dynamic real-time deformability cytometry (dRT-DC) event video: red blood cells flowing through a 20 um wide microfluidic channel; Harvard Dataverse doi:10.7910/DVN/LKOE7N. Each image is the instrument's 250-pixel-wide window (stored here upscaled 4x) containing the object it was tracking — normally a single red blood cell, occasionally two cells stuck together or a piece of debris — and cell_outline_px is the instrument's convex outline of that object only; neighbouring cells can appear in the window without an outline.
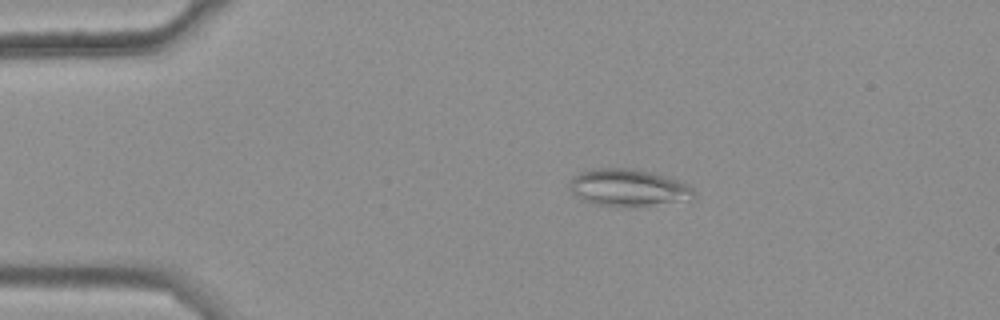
{"species": "common noctule bat (a hibernating species)", "species_latin": "Nyctalus noctula", "temperature_condition": "warm", "stored_images_in_passage": 41, "camera_frame_rate_fps": 3000, "um_per_image_px": 0.085, "animal": {"sex": "female", "body_mass_g": 25.1}, "frame": {"image": 1, "passage_image": 4, "time_ms": 1.0, "image_size_px": [1000, 320], "cell_outline_px": [[696, 196], [692, 200], [620, 208], [616, 208], [596, 204], [584, 200], [572, 192], [568, 184], [572, 176], [580, 172], [592, 168], [632, 168], [664, 176], [688, 184], [696, 192]], "centroid_in_image_um": [53.4, 15.97], "position_along_channel_um": 31.6, "area_um2": 27.17}}
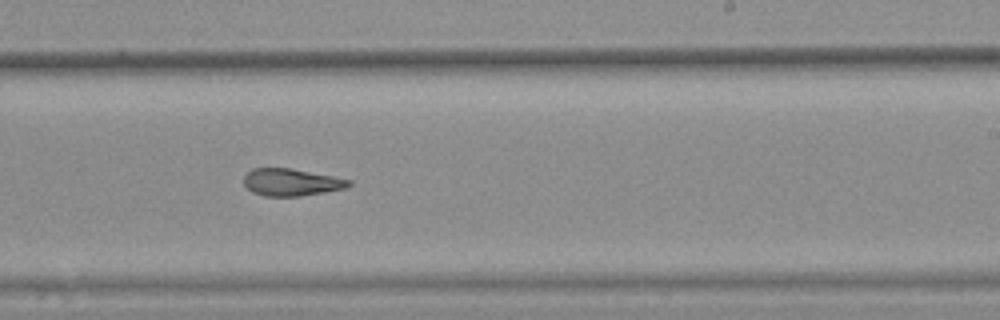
{"frame": {"image": 2, "passage_image": 27, "time_ms": 8.667, "image_size_px": [1000, 320], "cell_outline_px": [[352, 184], [344, 188], [324, 192], [300, 196], [264, 196], [252, 192], [244, 184], [244, 176], [252, 168], [288, 168], [332, 176], [352, 180]], "centroid_in_image_um": [24.74, 15.49], "position_along_channel_um": 264.3, "area_um2": 16.47}}
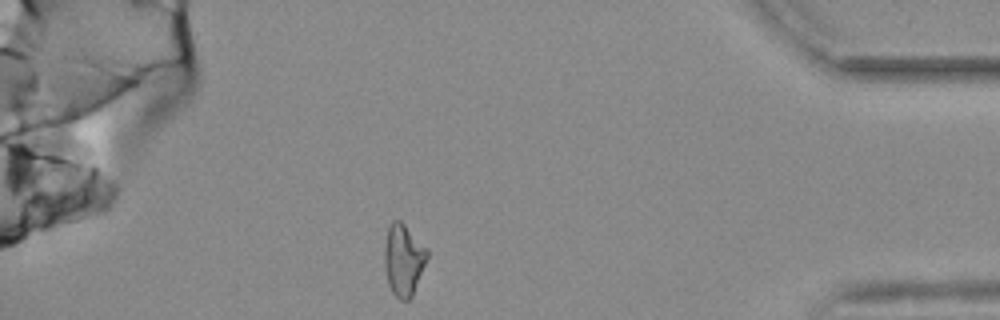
{"frame": {"image": 3, "passage_image": 41, "time_ms": 13.333, "image_size_px": [1000, 320], "cell_outline_px": [[428, 256], [412, 296], [408, 300], [400, 300], [392, 292], [388, 284], [384, 268], [384, 248], [388, 228], [392, 220], [400, 220], [428, 248]], "centroid_in_image_um": [34.29, 22.08], "position_along_channel_um": 400.9, "area_um2": 17.86}, "authors_computed_cell_mechanics": {"area_um2": 17.8024, "velocity_mm_per_s": 3.7083, "shape_relaxation_time_tau1_ms": null, "shape_relaxation_time_tau2_ms": 2.6063, "deformation_change_tau1": null, "deformation_change_tau2": 0.1047}}